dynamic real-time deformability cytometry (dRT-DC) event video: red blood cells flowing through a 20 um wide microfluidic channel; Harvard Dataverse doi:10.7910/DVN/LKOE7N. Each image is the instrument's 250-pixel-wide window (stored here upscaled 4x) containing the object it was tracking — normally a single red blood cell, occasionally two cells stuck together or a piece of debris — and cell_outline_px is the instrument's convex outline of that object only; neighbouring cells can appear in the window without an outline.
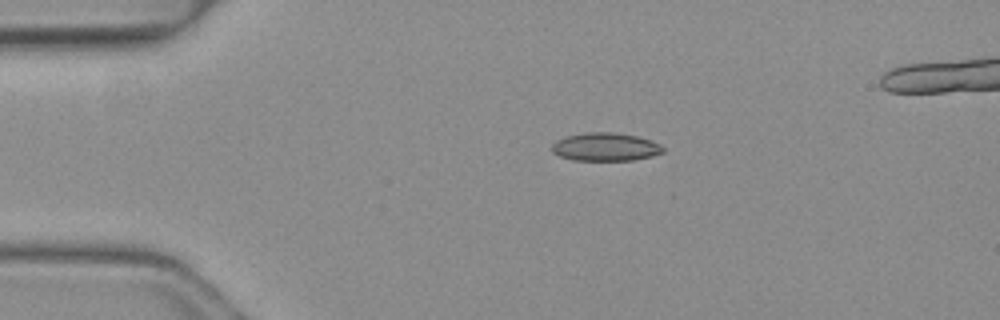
{"species": "common noctule bat (a hibernating species)", "species_latin": "Nyctalus noctula", "temperature_condition": "warm", "stored_images_in_passage": 8, "camera_frame_rate_fps": 3000, "um_per_image_px": 0.085, "animal": {"sex": "female", "body_mass_g": 19.3, "forearm_length_mm": 54.1}, "frame": {"image": 1, "passage_image": 1, "time_ms": 0.0, "image_size_px": [1000, 320], "cell_outline_px": [[664, 152], [652, 156], [632, 160], [572, 160], [560, 156], [552, 152], [552, 144], [556, 140], [568, 136], [584, 132], [612, 132], [636, 136], [652, 140], [660, 144], [664, 148]], "centroid_in_image_um": [51.47, 12.48], "position_along_channel_um": 33.5, "area_um2": 18.26}}
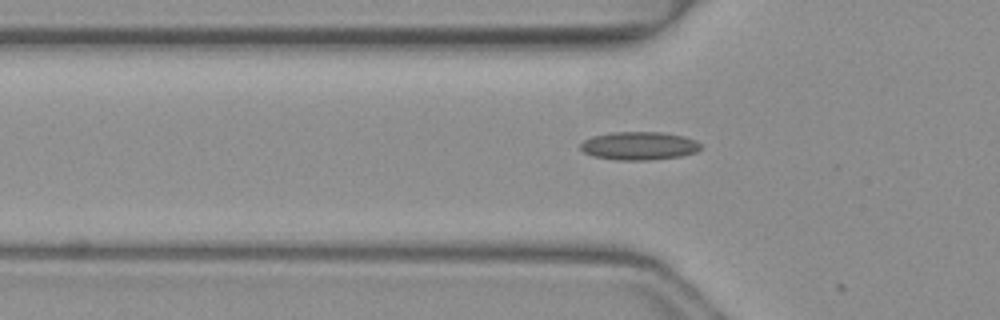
{"frame": {"image": 2, "passage_image": 7, "time_ms": 2.0, "image_size_px": [1000, 320], "cell_outline_px": [[704, 148], [696, 152], [680, 156], [648, 160], [616, 160], [592, 156], [584, 152], [580, 148], [580, 144], [584, 140], [592, 136], [612, 132], [664, 132], [684, 136], [696, 140]], "centroid_in_image_um": [54.33, 12.39], "position_along_channel_um": 71.5, "area_um2": 19.94}}